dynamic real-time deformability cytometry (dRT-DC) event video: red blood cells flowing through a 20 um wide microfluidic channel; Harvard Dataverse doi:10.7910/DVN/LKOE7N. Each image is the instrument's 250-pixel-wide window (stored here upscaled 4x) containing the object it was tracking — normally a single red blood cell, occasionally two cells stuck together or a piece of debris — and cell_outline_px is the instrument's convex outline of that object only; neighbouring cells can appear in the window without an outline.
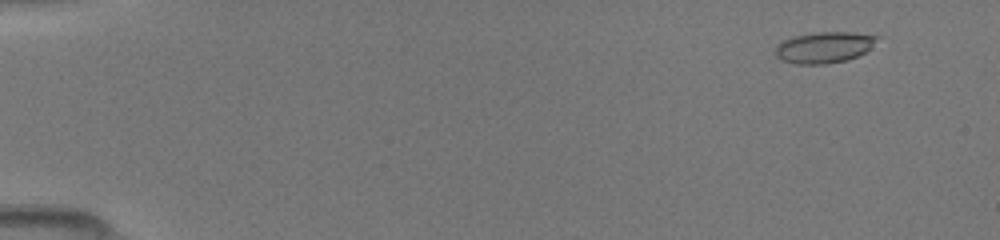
{"species": "common noctule bat (a hibernating species)", "species_latin": "Nyctalus noctula", "temperature_condition": "room temperature", "stored_images_in_passage": 50, "camera_frame_rate_fps": 3000, "um_per_image_px": 0.085, "animal": {"sex": "female", "body_mass_g": 19.5, "forearm_length_mm": 54.1}, "frame": {"image": 1, "passage_image": 4, "time_ms": 1.0, "image_size_px": [1000, 240], "cell_outline_px": [[880, 36], [868, 52], [848, 60], [824, 64], [796, 64], [780, 60], [776, 56], [776, 44], [784, 40], [796, 36], [812, 32], [852, 32]], "centroid_in_image_um": [70.08, 4.03], "position_along_channel_um": 14.9, "area_um2": 18.67}}
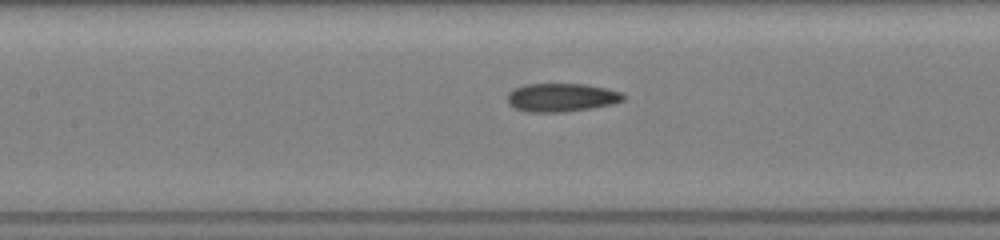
{"frame": {"image": 2, "passage_image": 24, "time_ms": 7.667, "image_size_px": [1000, 240], "cell_outline_px": [[624, 100], [612, 104], [592, 108], [564, 112], [528, 112], [516, 108], [508, 104], [508, 92], [524, 84], [584, 84], [604, 88], [620, 92], [624, 96]], "centroid_in_image_um": [47.7, 8.29], "position_along_channel_um": 159.7, "area_um2": 19.07}}
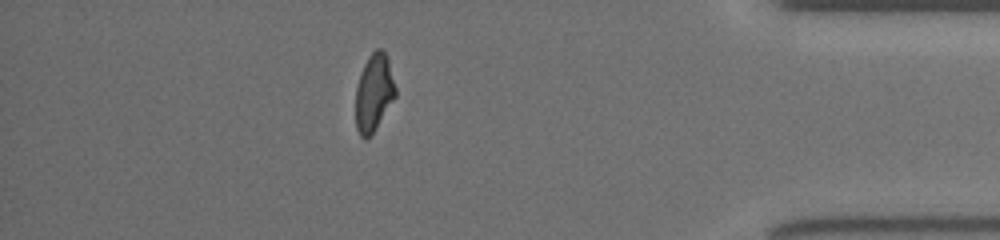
{"frame": {"image": 3, "passage_image": 44, "time_ms": 14.333, "image_size_px": [1000, 240], "cell_outline_px": [[396, 96], [372, 132], [364, 140], [360, 136], [356, 128], [356, 88], [364, 64], [368, 56], [376, 48], [380, 48], [384, 52], [388, 60], [396, 88]], "centroid_in_image_um": [31.78, 7.86], "position_along_channel_um": 403.4, "area_um2": 17.57}}